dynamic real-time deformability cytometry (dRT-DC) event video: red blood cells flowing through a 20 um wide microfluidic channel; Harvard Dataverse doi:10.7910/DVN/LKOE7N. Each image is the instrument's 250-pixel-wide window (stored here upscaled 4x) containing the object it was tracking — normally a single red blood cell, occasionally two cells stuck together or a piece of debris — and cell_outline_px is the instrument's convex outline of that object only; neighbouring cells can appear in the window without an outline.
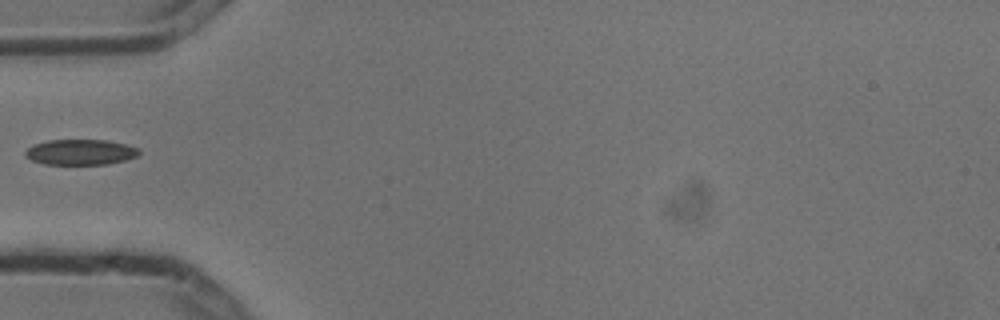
{"species": "common noctule bat (a hibernating species)", "species_latin": "Nyctalus noctula", "temperature_condition": "cold", "stored_images_in_passage": 2, "camera_frame_rate_fps": 3000, "um_per_image_px": 0.085, "animal": {"sex": "male", "body_mass_g": 13.3}, "frame": {"image": 1, "passage_image": 2, "time_ms": 0.333, "image_size_px": [1000, 320], "cell_outline_px": [[140, 152], [136, 156], [124, 160], [108, 164], [44, 164], [32, 160], [24, 156], [24, 152], [32, 144], [48, 140], [108, 140], [140, 148]], "centroid_in_image_um": [6.81, 12.92], "position_along_channel_um": 78.2, "area_um2": 16.94}}